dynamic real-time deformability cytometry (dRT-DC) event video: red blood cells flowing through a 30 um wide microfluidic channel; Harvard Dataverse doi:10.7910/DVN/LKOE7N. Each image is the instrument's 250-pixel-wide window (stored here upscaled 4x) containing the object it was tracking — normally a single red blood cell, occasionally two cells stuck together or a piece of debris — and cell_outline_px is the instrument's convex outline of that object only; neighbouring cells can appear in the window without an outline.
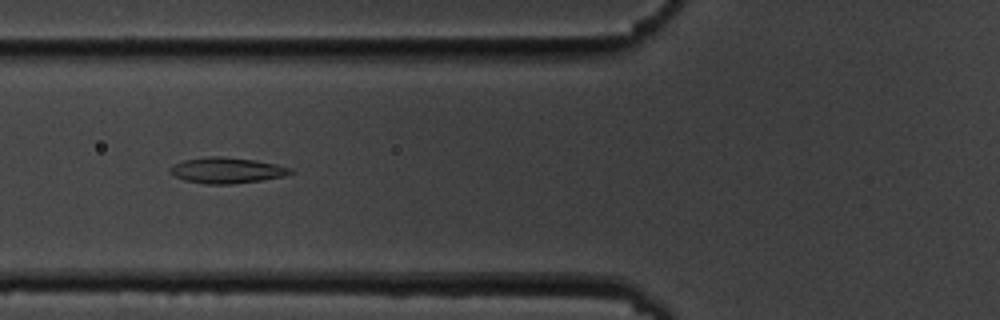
{"species": "common noctule bat (a hibernating species)", "species_latin": "Nyctalus noctula", "temperature_condition": "cold", "stored_images_in_passage": 14, "camera_frame_rate_fps": 3000, "um_per_image_px": 0.085, "animal": {"sex": "male", "body_mass_g": 19.5, "forearm_length_mm": 54.6}, "frame": {"image": 1, "passage_image": 5, "time_ms": 5.333, "image_size_px": [1000, 320], "cell_outline_px": [[296, 172], [284, 176], [260, 180], [232, 184], [208, 184], [184, 180], [176, 176], [168, 168], [184, 160], [208, 156], [224, 156], [256, 160], [276, 164], [292, 168]], "centroid_in_image_um": [19.33, 14.47], "position_along_channel_um": 106.5, "area_um2": 18.03}}
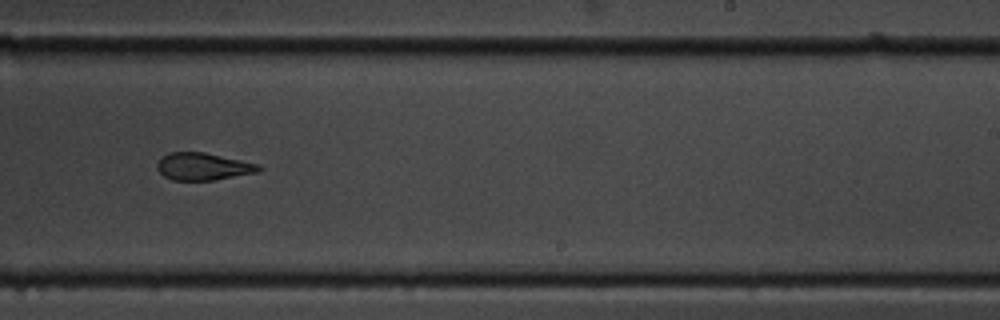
{"frame": {"image": 2, "passage_image": 9, "time_ms": 10.0, "image_size_px": [1000, 320], "cell_outline_px": [[264, 168], [260, 172], [212, 180], [172, 180], [164, 176], [156, 168], [156, 164], [168, 152], [204, 152], [260, 164]], "centroid_in_image_um": [17.3, 14.15], "position_along_channel_um": 271.7, "area_um2": 16.24}}
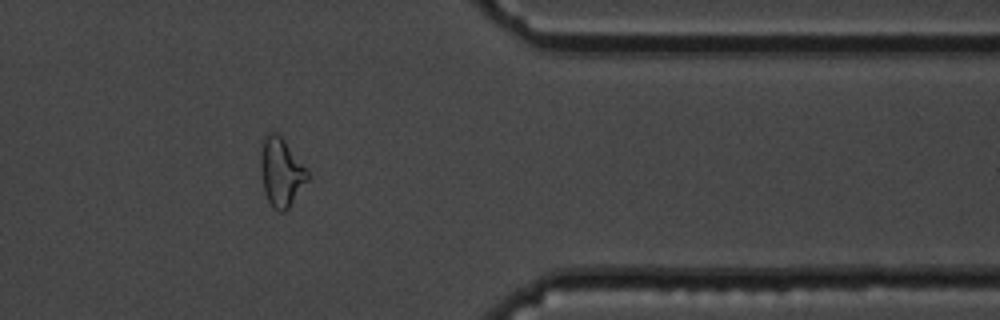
{"frame": {"image": 3, "passage_image": 12, "time_ms": 13.667, "image_size_px": [1000, 320], "cell_outline_px": [[308, 180], [288, 208], [284, 212], [280, 212], [272, 208], [264, 192], [260, 172], [260, 152], [264, 136], [268, 132], [276, 132], [284, 140], [308, 172]], "centroid_in_image_um": [23.85, 14.64], "position_along_channel_um": 387.5, "area_um2": 18.61}, "authors_computed_cell_mechanics": {"area_um2": 18.0914, "velocity_mm_per_s": 3.5526, "shape_relaxation_time_tau1_ms": null, "shape_relaxation_time_tau2_ms": 2.7975, "deformation_change_tau1": null, "deformation_change_tau2": 0.0793}}